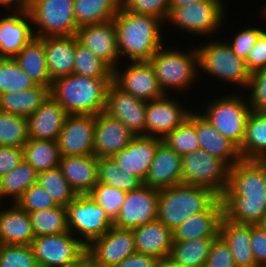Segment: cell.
I'll return each instance as SVG.
<instances>
[{
  "label": "cell",
  "instance_id": "1f68e13d",
  "mask_svg": "<svg viewBox=\"0 0 266 267\" xmlns=\"http://www.w3.org/2000/svg\"><path fill=\"white\" fill-rule=\"evenodd\" d=\"M13 59L36 85L51 88L52 81L47 70L43 41L40 38L34 37Z\"/></svg>",
  "mask_w": 266,
  "mask_h": 267
},
{
  "label": "cell",
  "instance_id": "f1b7e54d",
  "mask_svg": "<svg viewBox=\"0 0 266 267\" xmlns=\"http://www.w3.org/2000/svg\"><path fill=\"white\" fill-rule=\"evenodd\" d=\"M132 232L138 253L153 256L158 260L169 258L173 245V233L162 222L156 220L138 226Z\"/></svg>",
  "mask_w": 266,
  "mask_h": 267
},
{
  "label": "cell",
  "instance_id": "8992f818",
  "mask_svg": "<svg viewBox=\"0 0 266 267\" xmlns=\"http://www.w3.org/2000/svg\"><path fill=\"white\" fill-rule=\"evenodd\" d=\"M205 43L196 45L199 56V74H208L227 82L229 86L246 90L252 73L244 60L238 58L223 38H208ZM202 71V72H201ZM216 77V79H215Z\"/></svg>",
  "mask_w": 266,
  "mask_h": 267
},
{
  "label": "cell",
  "instance_id": "e0dca14e",
  "mask_svg": "<svg viewBox=\"0 0 266 267\" xmlns=\"http://www.w3.org/2000/svg\"><path fill=\"white\" fill-rule=\"evenodd\" d=\"M147 102L124 92L113 81L106 93L105 113L121 121L136 136H146Z\"/></svg>",
  "mask_w": 266,
  "mask_h": 267
},
{
  "label": "cell",
  "instance_id": "680465c9",
  "mask_svg": "<svg viewBox=\"0 0 266 267\" xmlns=\"http://www.w3.org/2000/svg\"><path fill=\"white\" fill-rule=\"evenodd\" d=\"M58 267H94L89 250L86 248L78 257Z\"/></svg>",
  "mask_w": 266,
  "mask_h": 267
},
{
  "label": "cell",
  "instance_id": "bcb514c9",
  "mask_svg": "<svg viewBox=\"0 0 266 267\" xmlns=\"http://www.w3.org/2000/svg\"><path fill=\"white\" fill-rule=\"evenodd\" d=\"M126 191L97 183L89 193L97 203L106 211L108 217L114 222L120 213Z\"/></svg>",
  "mask_w": 266,
  "mask_h": 267
},
{
  "label": "cell",
  "instance_id": "277c9868",
  "mask_svg": "<svg viewBox=\"0 0 266 267\" xmlns=\"http://www.w3.org/2000/svg\"><path fill=\"white\" fill-rule=\"evenodd\" d=\"M163 45L150 58L149 62L154 68L159 85L165 94H181L199 80V56L196 46L186 49L166 47ZM166 47V48H165ZM191 88V89H190ZM173 90V91H172ZM169 91V92H168ZM178 91V92H177ZM174 92V93H173Z\"/></svg>",
  "mask_w": 266,
  "mask_h": 267
},
{
  "label": "cell",
  "instance_id": "6125c7cd",
  "mask_svg": "<svg viewBox=\"0 0 266 267\" xmlns=\"http://www.w3.org/2000/svg\"><path fill=\"white\" fill-rule=\"evenodd\" d=\"M156 267H178L174 265L169 259L159 260Z\"/></svg>",
  "mask_w": 266,
  "mask_h": 267
},
{
  "label": "cell",
  "instance_id": "681fc988",
  "mask_svg": "<svg viewBox=\"0 0 266 267\" xmlns=\"http://www.w3.org/2000/svg\"><path fill=\"white\" fill-rule=\"evenodd\" d=\"M121 3L131 13L158 17L164 23L171 10L170 0H121Z\"/></svg>",
  "mask_w": 266,
  "mask_h": 267
},
{
  "label": "cell",
  "instance_id": "6da1fadb",
  "mask_svg": "<svg viewBox=\"0 0 266 267\" xmlns=\"http://www.w3.org/2000/svg\"><path fill=\"white\" fill-rule=\"evenodd\" d=\"M266 160L241 159L229 170L228 184L219 196L223 218L256 225L266 212Z\"/></svg>",
  "mask_w": 266,
  "mask_h": 267
},
{
  "label": "cell",
  "instance_id": "7402d4cb",
  "mask_svg": "<svg viewBox=\"0 0 266 267\" xmlns=\"http://www.w3.org/2000/svg\"><path fill=\"white\" fill-rule=\"evenodd\" d=\"M162 139L136 136L124 149L113 156L122 171L137 176L143 182Z\"/></svg>",
  "mask_w": 266,
  "mask_h": 267
},
{
  "label": "cell",
  "instance_id": "ab89813d",
  "mask_svg": "<svg viewBox=\"0 0 266 267\" xmlns=\"http://www.w3.org/2000/svg\"><path fill=\"white\" fill-rule=\"evenodd\" d=\"M98 183H103L126 192L140 188L144 182L137 176L124 172L113 157L98 158Z\"/></svg>",
  "mask_w": 266,
  "mask_h": 267
},
{
  "label": "cell",
  "instance_id": "e575fe53",
  "mask_svg": "<svg viewBox=\"0 0 266 267\" xmlns=\"http://www.w3.org/2000/svg\"><path fill=\"white\" fill-rule=\"evenodd\" d=\"M215 238L173 241L168 259L178 267H204Z\"/></svg>",
  "mask_w": 266,
  "mask_h": 267
},
{
  "label": "cell",
  "instance_id": "9a60e30c",
  "mask_svg": "<svg viewBox=\"0 0 266 267\" xmlns=\"http://www.w3.org/2000/svg\"><path fill=\"white\" fill-rule=\"evenodd\" d=\"M96 115L69 114L57 138L61 157L94 154Z\"/></svg>",
  "mask_w": 266,
  "mask_h": 267
},
{
  "label": "cell",
  "instance_id": "e7e4bbea",
  "mask_svg": "<svg viewBox=\"0 0 266 267\" xmlns=\"http://www.w3.org/2000/svg\"><path fill=\"white\" fill-rule=\"evenodd\" d=\"M260 8H262V9H260L258 12H260L259 14H260V16H263V17H261V18H266V5L265 6H263V7H260Z\"/></svg>",
  "mask_w": 266,
  "mask_h": 267
},
{
  "label": "cell",
  "instance_id": "9f6ffc18",
  "mask_svg": "<svg viewBox=\"0 0 266 267\" xmlns=\"http://www.w3.org/2000/svg\"><path fill=\"white\" fill-rule=\"evenodd\" d=\"M23 149L12 146H0V178L22 162Z\"/></svg>",
  "mask_w": 266,
  "mask_h": 267
},
{
  "label": "cell",
  "instance_id": "836d02e7",
  "mask_svg": "<svg viewBox=\"0 0 266 267\" xmlns=\"http://www.w3.org/2000/svg\"><path fill=\"white\" fill-rule=\"evenodd\" d=\"M239 152L242 159L266 160V112H250Z\"/></svg>",
  "mask_w": 266,
  "mask_h": 267
},
{
  "label": "cell",
  "instance_id": "8fae6325",
  "mask_svg": "<svg viewBox=\"0 0 266 267\" xmlns=\"http://www.w3.org/2000/svg\"><path fill=\"white\" fill-rule=\"evenodd\" d=\"M230 167L204 150L182 156V183L207 187L219 196L228 184Z\"/></svg>",
  "mask_w": 266,
  "mask_h": 267
},
{
  "label": "cell",
  "instance_id": "db71d44e",
  "mask_svg": "<svg viewBox=\"0 0 266 267\" xmlns=\"http://www.w3.org/2000/svg\"><path fill=\"white\" fill-rule=\"evenodd\" d=\"M245 63L253 74L257 70L266 68V29L259 35L254 47L247 55Z\"/></svg>",
  "mask_w": 266,
  "mask_h": 267
},
{
  "label": "cell",
  "instance_id": "8d00e7d4",
  "mask_svg": "<svg viewBox=\"0 0 266 267\" xmlns=\"http://www.w3.org/2000/svg\"><path fill=\"white\" fill-rule=\"evenodd\" d=\"M38 172L25 160L19 163L17 167L0 178V203L12 199L16 201L33 184L37 183Z\"/></svg>",
  "mask_w": 266,
  "mask_h": 267
},
{
  "label": "cell",
  "instance_id": "74e56055",
  "mask_svg": "<svg viewBox=\"0 0 266 267\" xmlns=\"http://www.w3.org/2000/svg\"><path fill=\"white\" fill-rule=\"evenodd\" d=\"M23 149V159L38 173L59 167L60 151L57 141L29 139Z\"/></svg>",
  "mask_w": 266,
  "mask_h": 267
},
{
  "label": "cell",
  "instance_id": "f546056e",
  "mask_svg": "<svg viewBox=\"0 0 266 267\" xmlns=\"http://www.w3.org/2000/svg\"><path fill=\"white\" fill-rule=\"evenodd\" d=\"M40 39L44 45L50 80L53 82L55 79L72 74L75 60V35L48 36Z\"/></svg>",
  "mask_w": 266,
  "mask_h": 267
},
{
  "label": "cell",
  "instance_id": "83f0119b",
  "mask_svg": "<svg viewBox=\"0 0 266 267\" xmlns=\"http://www.w3.org/2000/svg\"><path fill=\"white\" fill-rule=\"evenodd\" d=\"M97 162L94 154L60 158L62 175L77 195L89 194L98 183Z\"/></svg>",
  "mask_w": 266,
  "mask_h": 267
},
{
  "label": "cell",
  "instance_id": "ffe728a7",
  "mask_svg": "<svg viewBox=\"0 0 266 267\" xmlns=\"http://www.w3.org/2000/svg\"><path fill=\"white\" fill-rule=\"evenodd\" d=\"M76 37L85 47L103 60L112 70L122 64L118 51L117 33L113 19L80 27Z\"/></svg>",
  "mask_w": 266,
  "mask_h": 267
},
{
  "label": "cell",
  "instance_id": "5bb4252c",
  "mask_svg": "<svg viewBox=\"0 0 266 267\" xmlns=\"http://www.w3.org/2000/svg\"><path fill=\"white\" fill-rule=\"evenodd\" d=\"M32 249L39 267H58L74 260L87 247L70 231L35 237Z\"/></svg>",
  "mask_w": 266,
  "mask_h": 267
},
{
  "label": "cell",
  "instance_id": "f5cc1de1",
  "mask_svg": "<svg viewBox=\"0 0 266 267\" xmlns=\"http://www.w3.org/2000/svg\"><path fill=\"white\" fill-rule=\"evenodd\" d=\"M204 267H236L230 248L220 235L214 239Z\"/></svg>",
  "mask_w": 266,
  "mask_h": 267
},
{
  "label": "cell",
  "instance_id": "484cf974",
  "mask_svg": "<svg viewBox=\"0 0 266 267\" xmlns=\"http://www.w3.org/2000/svg\"><path fill=\"white\" fill-rule=\"evenodd\" d=\"M195 131L200 149L223 160L230 168L240 161L239 148L222 134L201 114L195 111Z\"/></svg>",
  "mask_w": 266,
  "mask_h": 267
},
{
  "label": "cell",
  "instance_id": "ee69618b",
  "mask_svg": "<svg viewBox=\"0 0 266 267\" xmlns=\"http://www.w3.org/2000/svg\"><path fill=\"white\" fill-rule=\"evenodd\" d=\"M28 140L27 118L0 111V146L22 148Z\"/></svg>",
  "mask_w": 266,
  "mask_h": 267
},
{
  "label": "cell",
  "instance_id": "d4e9b609",
  "mask_svg": "<svg viewBox=\"0 0 266 267\" xmlns=\"http://www.w3.org/2000/svg\"><path fill=\"white\" fill-rule=\"evenodd\" d=\"M222 217V202L219 197L205 212L189 216L173 229V241L217 237Z\"/></svg>",
  "mask_w": 266,
  "mask_h": 267
},
{
  "label": "cell",
  "instance_id": "2e32d148",
  "mask_svg": "<svg viewBox=\"0 0 266 267\" xmlns=\"http://www.w3.org/2000/svg\"><path fill=\"white\" fill-rule=\"evenodd\" d=\"M179 102L172 93L147 102L146 136L163 139L187 120L192 109Z\"/></svg>",
  "mask_w": 266,
  "mask_h": 267
},
{
  "label": "cell",
  "instance_id": "5b68a950",
  "mask_svg": "<svg viewBox=\"0 0 266 267\" xmlns=\"http://www.w3.org/2000/svg\"><path fill=\"white\" fill-rule=\"evenodd\" d=\"M219 195L212 189L191 184H178L159 190L157 220L171 230L189 216L205 212Z\"/></svg>",
  "mask_w": 266,
  "mask_h": 267
},
{
  "label": "cell",
  "instance_id": "be15d7a7",
  "mask_svg": "<svg viewBox=\"0 0 266 267\" xmlns=\"http://www.w3.org/2000/svg\"><path fill=\"white\" fill-rule=\"evenodd\" d=\"M256 225L266 232V212L262 215L260 221Z\"/></svg>",
  "mask_w": 266,
  "mask_h": 267
},
{
  "label": "cell",
  "instance_id": "cb8c5ba5",
  "mask_svg": "<svg viewBox=\"0 0 266 267\" xmlns=\"http://www.w3.org/2000/svg\"><path fill=\"white\" fill-rule=\"evenodd\" d=\"M68 115L49 95L41 106L27 117L29 139L56 141Z\"/></svg>",
  "mask_w": 266,
  "mask_h": 267
},
{
  "label": "cell",
  "instance_id": "4fadbf2b",
  "mask_svg": "<svg viewBox=\"0 0 266 267\" xmlns=\"http://www.w3.org/2000/svg\"><path fill=\"white\" fill-rule=\"evenodd\" d=\"M159 190L142 185L127 192L119 215L113 226L133 230L138 226L157 220Z\"/></svg>",
  "mask_w": 266,
  "mask_h": 267
},
{
  "label": "cell",
  "instance_id": "44dd1931",
  "mask_svg": "<svg viewBox=\"0 0 266 267\" xmlns=\"http://www.w3.org/2000/svg\"><path fill=\"white\" fill-rule=\"evenodd\" d=\"M134 135L118 119L105 112L96 115L94 129V155L97 158L113 157L124 149L134 138Z\"/></svg>",
  "mask_w": 266,
  "mask_h": 267
},
{
  "label": "cell",
  "instance_id": "816d5d0a",
  "mask_svg": "<svg viewBox=\"0 0 266 267\" xmlns=\"http://www.w3.org/2000/svg\"><path fill=\"white\" fill-rule=\"evenodd\" d=\"M246 90L251 111L266 112V68L252 74Z\"/></svg>",
  "mask_w": 266,
  "mask_h": 267
},
{
  "label": "cell",
  "instance_id": "603a6c76",
  "mask_svg": "<svg viewBox=\"0 0 266 267\" xmlns=\"http://www.w3.org/2000/svg\"><path fill=\"white\" fill-rule=\"evenodd\" d=\"M182 183V156L162 141L158 144L144 185L161 190Z\"/></svg>",
  "mask_w": 266,
  "mask_h": 267
},
{
  "label": "cell",
  "instance_id": "6f0895ef",
  "mask_svg": "<svg viewBox=\"0 0 266 267\" xmlns=\"http://www.w3.org/2000/svg\"><path fill=\"white\" fill-rule=\"evenodd\" d=\"M159 260L153 256L135 252L115 267H156Z\"/></svg>",
  "mask_w": 266,
  "mask_h": 267
},
{
  "label": "cell",
  "instance_id": "94428289",
  "mask_svg": "<svg viewBox=\"0 0 266 267\" xmlns=\"http://www.w3.org/2000/svg\"><path fill=\"white\" fill-rule=\"evenodd\" d=\"M205 0H170L171 6H182V5H189L193 3H198Z\"/></svg>",
  "mask_w": 266,
  "mask_h": 267
},
{
  "label": "cell",
  "instance_id": "f6af8a7d",
  "mask_svg": "<svg viewBox=\"0 0 266 267\" xmlns=\"http://www.w3.org/2000/svg\"><path fill=\"white\" fill-rule=\"evenodd\" d=\"M36 86L13 58H0V95L18 93Z\"/></svg>",
  "mask_w": 266,
  "mask_h": 267
},
{
  "label": "cell",
  "instance_id": "d6986e66",
  "mask_svg": "<svg viewBox=\"0 0 266 267\" xmlns=\"http://www.w3.org/2000/svg\"><path fill=\"white\" fill-rule=\"evenodd\" d=\"M3 11L0 13L3 14L0 16V58H14L35 37L33 25L26 8Z\"/></svg>",
  "mask_w": 266,
  "mask_h": 267
},
{
  "label": "cell",
  "instance_id": "d590c367",
  "mask_svg": "<svg viewBox=\"0 0 266 267\" xmlns=\"http://www.w3.org/2000/svg\"><path fill=\"white\" fill-rule=\"evenodd\" d=\"M122 6L121 0H74L78 28L112 20Z\"/></svg>",
  "mask_w": 266,
  "mask_h": 267
},
{
  "label": "cell",
  "instance_id": "7bdbcfd3",
  "mask_svg": "<svg viewBox=\"0 0 266 267\" xmlns=\"http://www.w3.org/2000/svg\"><path fill=\"white\" fill-rule=\"evenodd\" d=\"M37 183L45 188L60 206L67 207L77 196L59 167L38 173Z\"/></svg>",
  "mask_w": 266,
  "mask_h": 267
},
{
  "label": "cell",
  "instance_id": "7dc6e473",
  "mask_svg": "<svg viewBox=\"0 0 266 267\" xmlns=\"http://www.w3.org/2000/svg\"><path fill=\"white\" fill-rule=\"evenodd\" d=\"M0 267H39L31 245H1Z\"/></svg>",
  "mask_w": 266,
  "mask_h": 267
},
{
  "label": "cell",
  "instance_id": "11a10c76",
  "mask_svg": "<svg viewBox=\"0 0 266 267\" xmlns=\"http://www.w3.org/2000/svg\"><path fill=\"white\" fill-rule=\"evenodd\" d=\"M250 245L258 267H266V232L250 225Z\"/></svg>",
  "mask_w": 266,
  "mask_h": 267
},
{
  "label": "cell",
  "instance_id": "f35d334b",
  "mask_svg": "<svg viewBox=\"0 0 266 267\" xmlns=\"http://www.w3.org/2000/svg\"><path fill=\"white\" fill-rule=\"evenodd\" d=\"M35 237L62 234L69 231L67 207L56 206L29 213Z\"/></svg>",
  "mask_w": 266,
  "mask_h": 267
},
{
  "label": "cell",
  "instance_id": "7a4b0ae2",
  "mask_svg": "<svg viewBox=\"0 0 266 267\" xmlns=\"http://www.w3.org/2000/svg\"><path fill=\"white\" fill-rule=\"evenodd\" d=\"M113 21L122 61H149L156 51L167 43L162 34L166 25L158 17L131 13L121 6Z\"/></svg>",
  "mask_w": 266,
  "mask_h": 267
},
{
  "label": "cell",
  "instance_id": "ba28073f",
  "mask_svg": "<svg viewBox=\"0 0 266 267\" xmlns=\"http://www.w3.org/2000/svg\"><path fill=\"white\" fill-rule=\"evenodd\" d=\"M223 0H205L198 3L182 6H171L169 16L166 24L170 23L171 27L179 29L186 35L214 37L219 34L221 25L224 24L225 7ZM215 34V35H213Z\"/></svg>",
  "mask_w": 266,
  "mask_h": 267
},
{
  "label": "cell",
  "instance_id": "91938a15",
  "mask_svg": "<svg viewBox=\"0 0 266 267\" xmlns=\"http://www.w3.org/2000/svg\"><path fill=\"white\" fill-rule=\"evenodd\" d=\"M27 3L28 0H0V8L4 7L5 11H18L26 8Z\"/></svg>",
  "mask_w": 266,
  "mask_h": 267
},
{
  "label": "cell",
  "instance_id": "60d3db41",
  "mask_svg": "<svg viewBox=\"0 0 266 267\" xmlns=\"http://www.w3.org/2000/svg\"><path fill=\"white\" fill-rule=\"evenodd\" d=\"M74 58V74L91 78H113V70L89 48L81 44L76 35Z\"/></svg>",
  "mask_w": 266,
  "mask_h": 267
},
{
  "label": "cell",
  "instance_id": "30bf717a",
  "mask_svg": "<svg viewBox=\"0 0 266 267\" xmlns=\"http://www.w3.org/2000/svg\"><path fill=\"white\" fill-rule=\"evenodd\" d=\"M68 229L86 247L113 226L106 211L89 194H79L67 206Z\"/></svg>",
  "mask_w": 266,
  "mask_h": 267
},
{
  "label": "cell",
  "instance_id": "4316f807",
  "mask_svg": "<svg viewBox=\"0 0 266 267\" xmlns=\"http://www.w3.org/2000/svg\"><path fill=\"white\" fill-rule=\"evenodd\" d=\"M10 205L5 209L0 203V244L31 245L35 235L29 213L16 203Z\"/></svg>",
  "mask_w": 266,
  "mask_h": 267
},
{
  "label": "cell",
  "instance_id": "9c48e42d",
  "mask_svg": "<svg viewBox=\"0 0 266 267\" xmlns=\"http://www.w3.org/2000/svg\"><path fill=\"white\" fill-rule=\"evenodd\" d=\"M74 0H28L26 10L30 15L34 35L74 36L79 29L73 11Z\"/></svg>",
  "mask_w": 266,
  "mask_h": 267
},
{
  "label": "cell",
  "instance_id": "f907efd6",
  "mask_svg": "<svg viewBox=\"0 0 266 267\" xmlns=\"http://www.w3.org/2000/svg\"><path fill=\"white\" fill-rule=\"evenodd\" d=\"M263 28L244 27L240 29L232 38L226 40L233 53L240 59L246 60L250 50L254 47L259 35L263 32Z\"/></svg>",
  "mask_w": 266,
  "mask_h": 267
},
{
  "label": "cell",
  "instance_id": "c3c4849f",
  "mask_svg": "<svg viewBox=\"0 0 266 267\" xmlns=\"http://www.w3.org/2000/svg\"><path fill=\"white\" fill-rule=\"evenodd\" d=\"M16 204L28 213L58 206L49 192L38 183L30 186Z\"/></svg>",
  "mask_w": 266,
  "mask_h": 267
},
{
  "label": "cell",
  "instance_id": "52a82bcc",
  "mask_svg": "<svg viewBox=\"0 0 266 267\" xmlns=\"http://www.w3.org/2000/svg\"><path fill=\"white\" fill-rule=\"evenodd\" d=\"M237 93L234 91L208 100L203 107L205 111L200 112L220 134L240 148L245 137L246 122L251 108L248 98L244 99V93L239 91Z\"/></svg>",
  "mask_w": 266,
  "mask_h": 267
},
{
  "label": "cell",
  "instance_id": "7c38bea8",
  "mask_svg": "<svg viewBox=\"0 0 266 267\" xmlns=\"http://www.w3.org/2000/svg\"><path fill=\"white\" fill-rule=\"evenodd\" d=\"M125 65L119 64L113 70V82L120 89L145 102L165 95L149 61L127 62Z\"/></svg>",
  "mask_w": 266,
  "mask_h": 267
},
{
  "label": "cell",
  "instance_id": "ac0fdd59",
  "mask_svg": "<svg viewBox=\"0 0 266 267\" xmlns=\"http://www.w3.org/2000/svg\"><path fill=\"white\" fill-rule=\"evenodd\" d=\"M87 249L94 267H115L123 259L137 252L132 230L115 226L101 237L94 239Z\"/></svg>",
  "mask_w": 266,
  "mask_h": 267
},
{
  "label": "cell",
  "instance_id": "3957f363",
  "mask_svg": "<svg viewBox=\"0 0 266 267\" xmlns=\"http://www.w3.org/2000/svg\"><path fill=\"white\" fill-rule=\"evenodd\" d=\"M113 78L70 74L52 82L50 96L68 114L98 115L105 111L106 93Z\"/></svg>",
  "mask_w": 266,
  "mask_h": 267
},
{
  "label": "cell",
  "instance_id": "4dcf8cb0",
  "mask_svg": "<svg viewBox=\"0 0 266 267\" xmlns=\"http://www.w3.org/2000/svg\"><path fill=\"white\" fill-rule=\"evenodd\" d=\"M219 235L228 244L236 267H258L250 245V224L221 219Z\"/></svg>",
  "mask_w": 266,
  "mask_h": 267
},
{
  "label": "cell",
  "instance_id": "d6a6232c",
  "mask_svg": "<svg viewBox=\"0 0 266 267\" xmlns=\"http://www.w3.org/2000/svg\"><path fill=\"white\" fill-rule=\"evenodd\" d=\"M50 89L37 85L18 93L6 92L0 95V111L27 118L49 97Z\"/></svg>",
  "mask_w": 266,
  "mask_h": 267
},
{
  "label": "cell",
  "instance_id": "b9f144b4",
  "mask_svg": "<svg viewBox=\"0 0 266 267\" xmlns=\"http://www.w3.org/2000/svg\"><path fill=\"white\" fill-rule=\"evenodd\" d=\"M162 142L181 156L199 150L200 143L195 131V109H192L187 120L166 135Z\"/></svg>",
  "mask_w": 266,
  "mask_h": 267
}]
</instances>
